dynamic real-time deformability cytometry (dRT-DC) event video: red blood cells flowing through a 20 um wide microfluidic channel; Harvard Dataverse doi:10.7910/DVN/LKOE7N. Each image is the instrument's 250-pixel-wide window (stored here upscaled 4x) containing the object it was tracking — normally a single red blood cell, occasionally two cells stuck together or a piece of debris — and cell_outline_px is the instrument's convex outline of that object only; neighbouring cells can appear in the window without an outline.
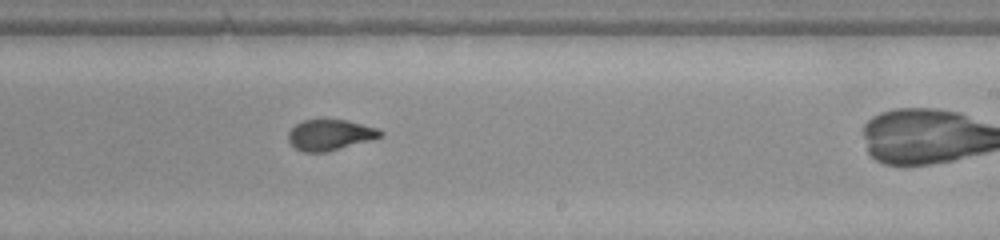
{"species": "common noctule bat (a hibernating species)", "species_latin": "Nyctalus noctula", "temperature_condition": "warm", "stored_images_in_passage": 23, "camera_frame_rate_fps": 3000, "um_per_image_px": 0.085, "animal": {"sex": "female", "body_mass_g": 22.0, "forearm_length_mm": 56.7}, "frame": {"image": 1, "passage_image": 14, "time_ms": 4.333, "image_size_px": [1000, 240], "cell_outline_px": [[384, 136], [372, 140], [324, 152], [304, 152], [296, 148], [288, 140], [288, 132], [296, 124], [304, 120], [348, 120], [380, 128], [384, 132]], "centroid_in_image_um": [28.11, 11.46], "position_along_channel_um": 260.9, "area_um2": 16.53}}